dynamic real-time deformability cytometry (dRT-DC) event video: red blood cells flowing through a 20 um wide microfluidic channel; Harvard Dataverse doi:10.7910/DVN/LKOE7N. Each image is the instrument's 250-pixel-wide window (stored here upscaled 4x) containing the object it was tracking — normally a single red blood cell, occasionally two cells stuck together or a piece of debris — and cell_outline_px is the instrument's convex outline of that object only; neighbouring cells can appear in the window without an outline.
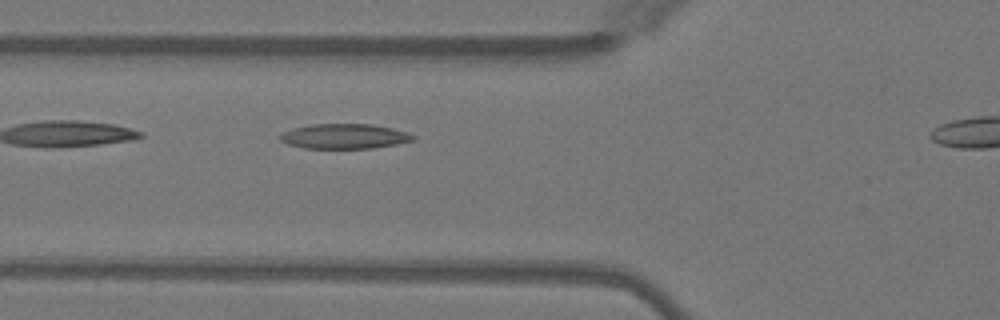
{"species": "Egyptian fruit bat (a non-hibernating species)", "species_latin": "Rousettus aegyptiacus", "temperature_condition": "warm", "stored_images_in_passage": 38, "camera_frame_rate_fps": 3000, "um_per_image_px": 0.085, "animal": {"sex": "female"}, "frame": {"image": 1, "passage_image": 12, "time_ms": 3.667, "image_size_px": [1000, 320], "cell_outline_px": [[416, 136], [412, 140], [396, 144], [372, 148], [304, 148], [288, 144], [280, 140], [276, 136], [280, 132], [292, 128], [312, 124], [372, 124], [392, 128], [408, 132]], "centroid_in_image_um": [29.22, 11.58], "position_along_channel_um": 96.6, "area_um2": 19.42}}
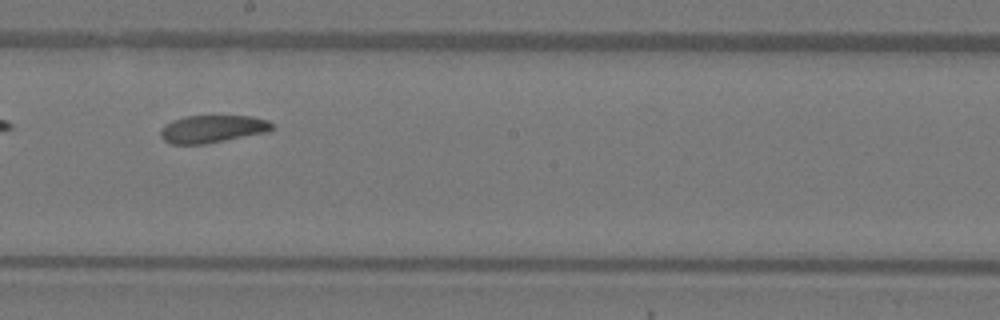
{"frame": {"image": 2, "passage_image": 22, "time_ms": 7.0, "image_size_px": [1000, 320], "cell_outline_px": [[272, 128], [268, 132], [204, 144], [172, 144], [164, 140], [160, 136], [160, 128], [172, 120], [184, 116], [252, 116], [268, 120], [272, 124]], "centroid_in_image_um": [18.03, 10.95], "position_along_channel_um": 230.2, "area_um2": 17.92}, "authors_computed_cell_mechanics": {"area_um2": 18.9006, "velocity_mm_per_s": 3.9985, "shape_relaxation_time_tau1_ms": 3.7387, "shape_relaxation_time_tau2_ms": 8.8999, "deformation_change_tau1": 0.1279, "deformation_change_tau2": 0.173}}